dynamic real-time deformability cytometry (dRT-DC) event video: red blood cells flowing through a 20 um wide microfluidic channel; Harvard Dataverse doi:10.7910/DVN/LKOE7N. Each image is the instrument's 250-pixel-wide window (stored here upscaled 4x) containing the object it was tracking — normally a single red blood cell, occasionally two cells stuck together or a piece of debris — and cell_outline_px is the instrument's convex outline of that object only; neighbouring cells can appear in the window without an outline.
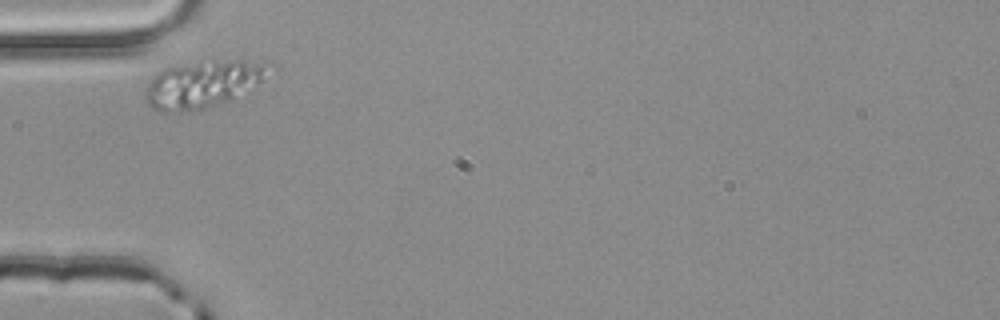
{"species": "common noctule bat (a hibernating species)", "species_latin": "Nyctalus noctula", "temperature_condition": "room temperature", "stored_images_in_passage": 1, "camera_frame_rate_fps": 3000, "um_per_image_px": 0.085, "animal": {"sex": "male", "body_mass_g": 20.4}, "frame": {"image": 1, "passage_image": 1, "time_ms": 0.0, "image_size_px": [1000, 320], "cell_outline_px": [[260, 80], [232, 100], [204, 108], [180, 112], [156, 112], [148, 104], [144, 96], [144, 92], [152, 76], [164, 68], [212, 60], [244, 60], [260, 68]], "centroid_in_image_um": [16.98, 7.21], "position_along_channel_um": 68.0, "area_um2": 32.31}}